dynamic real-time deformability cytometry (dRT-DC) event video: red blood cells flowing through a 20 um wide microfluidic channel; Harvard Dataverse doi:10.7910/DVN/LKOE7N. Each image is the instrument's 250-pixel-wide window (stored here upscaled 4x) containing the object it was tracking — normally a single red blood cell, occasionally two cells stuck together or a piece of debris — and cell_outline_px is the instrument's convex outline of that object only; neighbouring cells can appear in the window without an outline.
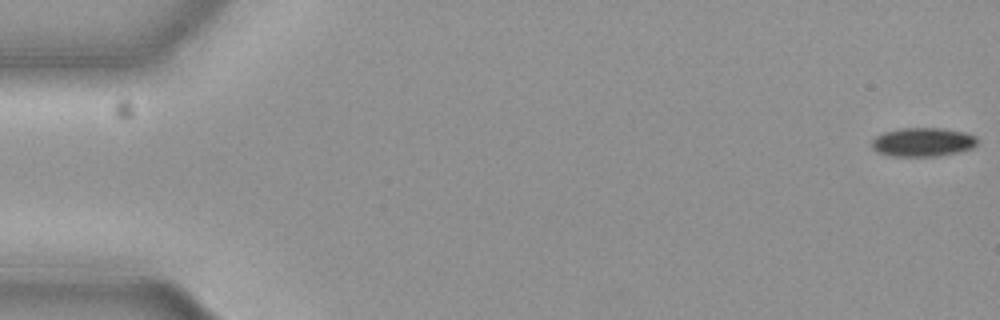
{"species": "common noctule bat (a hibernating species)", "species_latin": "Nyctalus noctula", "temperature_condition": "cold", "stored_images_in_passage": 57, "camera_frame_rate_fps": 3000, "um_per_image_px": 0.085, "animal": {"sex": "female", "body_mass_g": 19.3, "forearm_length_mm": 54.1}, "frame": {"image": 1, "passage_image": 1, "time_ms": 0.0, "image_size_px": [1000, 320], "cell_outline_px": [[976, 144], [972, 148], [956, 152], [936, 156], [892, 156], [880, 152], [872, 148], [872, 140], [876, 136], [884, 132], [904, 128], [944, 128], [964, 132], [976, 136]], "centroid_in_image_um": [78.44, 12.07], "position_along_channel_um": 6.6, "area_um2": 17.51}}
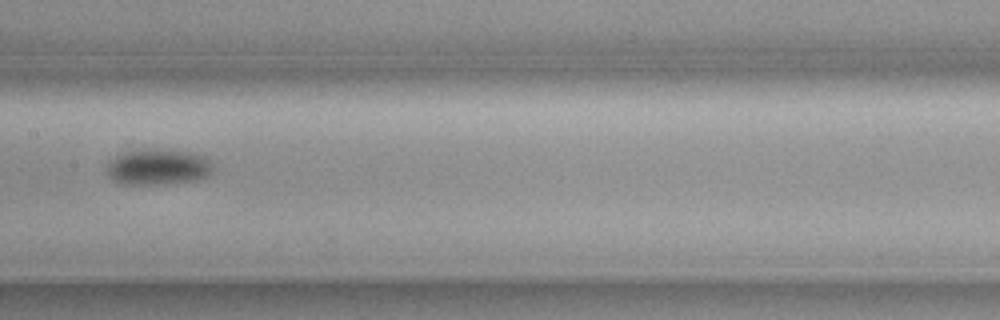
{"frame": {"image": 2, "passage_image": 29, "time_ms": 9.333, "image_size_px": [1000, 320], "cell_outline_px": [[212, 172], [204, 180], [168, 184], [120, 184], [112, 180], [108, 176], [108, 160], [116, 156], [144, 148], [152, 148], [188, 152], [204, 156], [212, 164]], "centroid_in_image_um": [13.46, 14.21], "position_along_channel_um": 193.9, "area_um2": 22.48}}
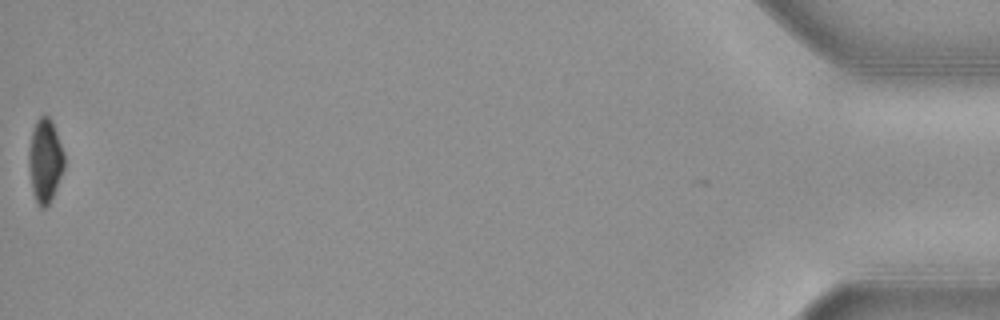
{"frame": {"image": 3, "passage_image": 57, "time_ms": 18.667, "image_size_px": [1000, 320], "cell_outline_px": [[64, 168], [56, 188], [48, 204], [44, 208], [40, 208], [32, 192], [28, 164], [28, 152], [32, 128], [36, 120], [40, 116], [48, 116], [52, 120], [64, 152]], "centroid_in_image_um": [3.81, 13.62], "position_along_channel_um": 431.4, "area_um2": 17.34}, "authors_computed_cell_mechanics": {"area_um2": 19.0162, "velocity_mm_per_s": 3.6918, "shape_relaxation_time_tau1_ms": 3.6506, "shape_relaxation_time_tau2_ms": null, "deformation_change_tau1": 0.0636, "deformation_change_tau2": null}}